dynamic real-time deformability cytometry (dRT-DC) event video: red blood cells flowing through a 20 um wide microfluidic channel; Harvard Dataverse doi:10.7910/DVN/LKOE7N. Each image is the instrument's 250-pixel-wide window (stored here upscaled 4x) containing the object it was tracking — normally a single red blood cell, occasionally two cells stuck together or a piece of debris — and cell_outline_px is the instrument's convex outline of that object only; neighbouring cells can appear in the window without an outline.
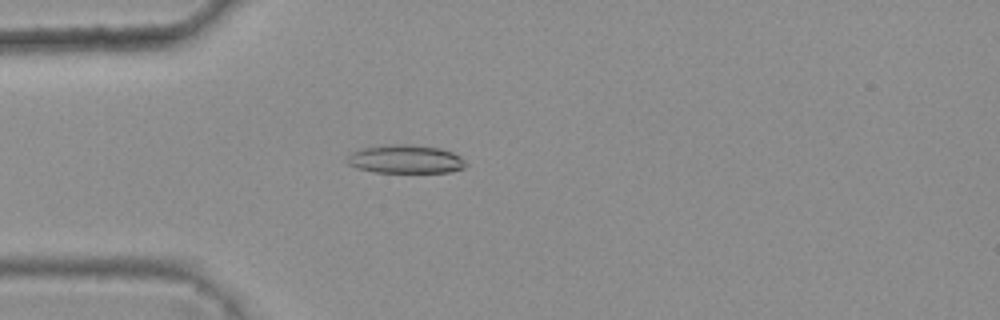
{"species": "common noctule bat (a hibernating species)", "species_latin": "Nyctalus noctula", "temperature_condition": "warm", "stored_images_in_passage": 44, "camera_frame_rate_fps": 3000, "um_per_image_px": 0.085, "animal": {"sex": "female", "body_mass_g": 25.1}, "frame": {"image": 1, "passage_image": 12, "time_ms": 3.667, "image_size_px": [1000, 320], "cell_outline_px": [[468, 164], [464, 168], [448, 172], [376, 172], [356, 168], [348, 164], [344, 160], [352, 152], [364, 148], [388, 144], [412, 144], [440, 148], [452, 152], [460, 156]], "centroid_in_image_um": [34.47, 13.52], "position_along_channel_um": 50.5, "area_um2": 19.77}}
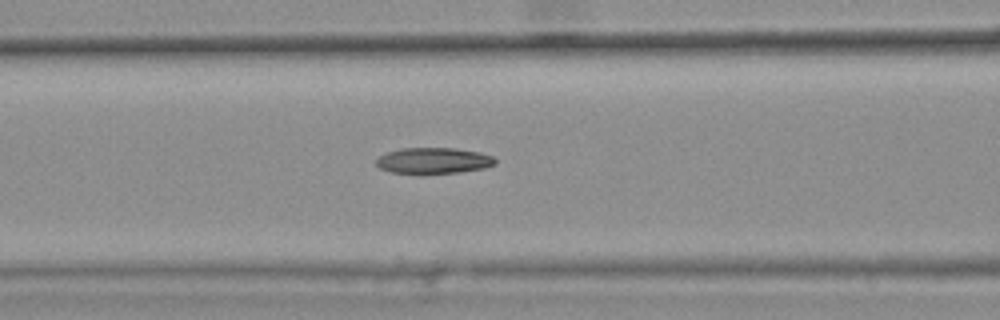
{"frame": {"image": 2, "passage_image": 19, "time_ms": 6.0, "image_size_px": [1000, 320], "cell_outline_px": [[496, 164], [484, 168], [460, 172], [388, 172], [380, 168], [376, 164], [376, 156], [400, 148], [456, 148], [480, 152], [492, 156], [496, 160]], "centroid_in_image_um": [36.84, 13.63], "position_along_channel_um": 129.8, "area_um2": 17.8}}
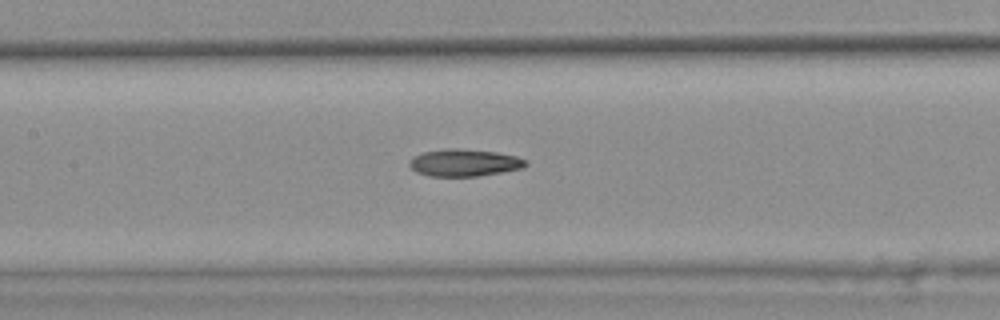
{"frame": {"image": 3, "passage_image": 22, "time_ms": 7.0, "image_size_px": [1000, 320], "cell_outline_px": [[528, 164], [524, 168], [476, 176], [428, 176], [416, 172], [408, 164], [408, 160], [412, 156], [424, 152], [444, 148], [456, 148], [496, 152], [516, 156], [528, 160]], "centroid_in_image_um": [39.44, 13.82], "position_along_channel_um": 168.0, "area_um2": 18.55}, "authors_computed_cell_mechanics": {"area_um2": 18.4093, "velocity_mm_per_s": 3.8232, "shape_relaxation_time_tau1_ms": null, "shape_relaxation_time_tau2_ms": 9.0198, "deformation_change_tau1": null, "deformation_change_tau2": 0.2077}}